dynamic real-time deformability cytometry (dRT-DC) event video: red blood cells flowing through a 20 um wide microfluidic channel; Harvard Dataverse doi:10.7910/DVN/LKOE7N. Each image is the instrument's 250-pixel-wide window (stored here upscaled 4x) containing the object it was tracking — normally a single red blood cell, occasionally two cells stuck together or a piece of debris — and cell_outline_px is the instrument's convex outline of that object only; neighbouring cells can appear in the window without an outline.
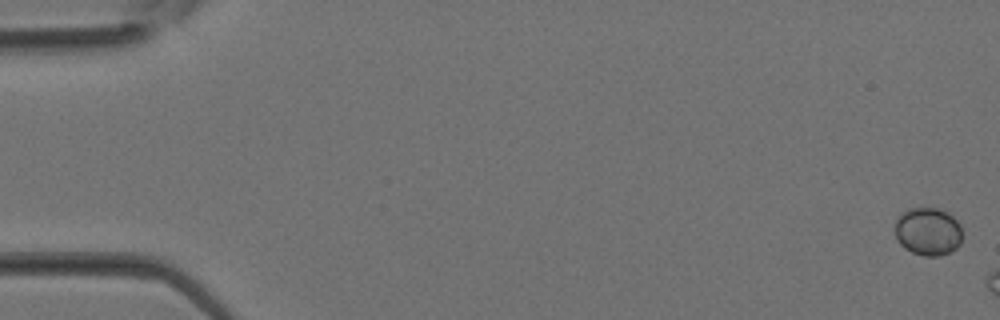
{"species": "Egyptian fruit bat (a non-hibernating species)", "species_latin": "Rousettus aegyptiacus", "temperature_condition": "room temperature", "stored_images_in_passage": 6, "camera_frame_rate_fps": 3000, "um_per_image_px": 0.085, "animal": {"sex": "female"}, "frame": {"image": 1, "passage_image": 1, "time_ms": 0.0, "image_size_px": [1000, 320], "cell_outline_px": [[960, 244], [956, 248], [940, 256], [924, 256], [912, 252], [904, 248], [896, 240], [896, 220], [900, 212], [908, 208], [936, 208], [948, 212], [960, 224]], "centroid_in_image_um": [78.85, 19.67], "position_along_channel_um": 6.2, "area_um2": 18.84}}